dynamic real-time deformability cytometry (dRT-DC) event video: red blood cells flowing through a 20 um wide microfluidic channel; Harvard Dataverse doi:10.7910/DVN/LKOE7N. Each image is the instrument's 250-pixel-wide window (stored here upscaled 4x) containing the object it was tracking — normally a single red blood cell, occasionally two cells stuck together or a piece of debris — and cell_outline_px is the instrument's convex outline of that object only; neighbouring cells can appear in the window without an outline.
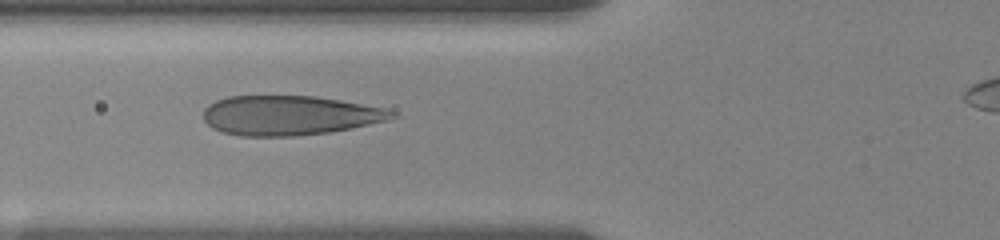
{"species": "human", "species_latin": "Homo sapiens", "temperature_condition": "room temperature", "stored_images_in_passage": 12, "camera_frame_rate_fps": 3000, "um_per_image_px": 0.085, "donor": {"sex": "female"}, "frame": {"image": 1, "passage_image": 9, "time_ms": 5.667, "image_size_px": [1000, 240], "cell_outline_px": [[400, 116], [388, 120], [328, 132], [292, 136], [240, 136], [220, 132], [212, 128], [204, 120], [204, 108], [208, 104], [216, 100], [228, 96], [316, 96], [340, 100], [384, 108], [396, 112]], "centroid_in_image_um": [24.58, 9.8], "position_along_channel_um": 101.2, "area_um2": 43.47}}
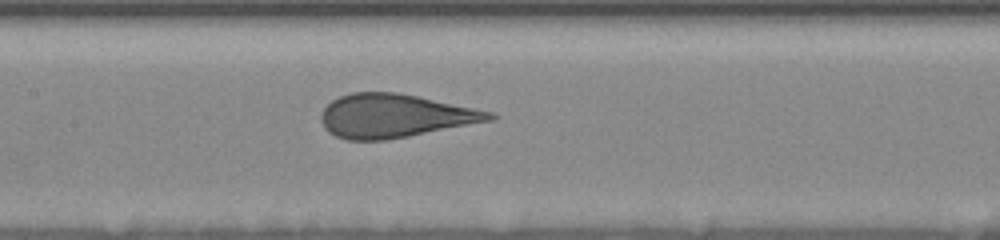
{"frame": {"image": 2, "passage_image": 12, "time_ms": 7.667, "image_size_px": [1000, 240], "cell_outline_px": [[500, 116], [492, 120], [388, 140], [348, 140], [336, 136], [328, 132], [324, 128], [320, 120], [320, 116], [324, 108], [332, 100], [340, 96], [352, 92], [396, 92], [416, 96], [492, 112]], "centroid_in_image_um": [33.51, 9.85], "position_along_channel_um": 173.9, "area_um2": 42.43}}